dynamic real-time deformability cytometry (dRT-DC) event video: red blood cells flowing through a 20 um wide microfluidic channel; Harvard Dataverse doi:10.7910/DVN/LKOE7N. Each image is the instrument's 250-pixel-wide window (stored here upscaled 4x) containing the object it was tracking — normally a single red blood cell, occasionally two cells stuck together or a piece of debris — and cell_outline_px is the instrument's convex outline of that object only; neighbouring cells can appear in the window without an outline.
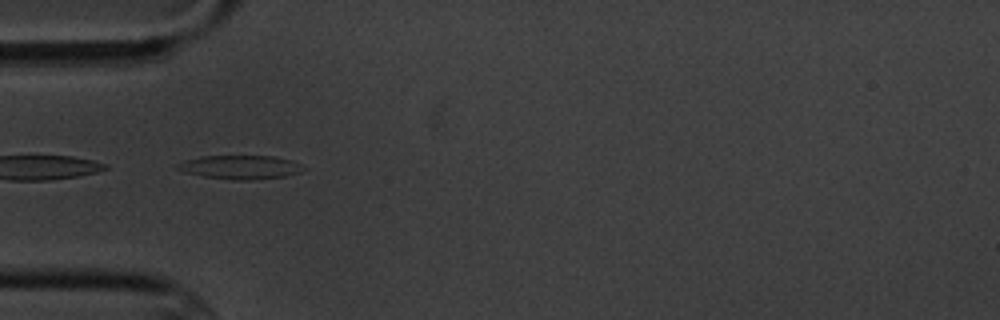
{"species": "common noctule bat (a hibernating species)", "species_latin": "Nyctalus noctula", "temperature_condition": "cold", "stored_images_in_passage": 2, "camera_frame_rate_fps": 3000, "um_per_image_px": 0.085, "animal": {"sex": "male", "body_mass_g": 20.1, "forearm_length_mm": 53.5}, "frame": {"image": 1, "passage_image": 2, "time_ms": 1.0, "image_size_px": [1000, 320], "cell_outline_px": [[308, 168], [300, 172], [284, 176], [252, 180], [232, 180], [204, 176], [184, 172], [176, 168], [176, 164], [184, 160], [204, 156], [276, 156], [292, 160]], "centroid_in_image_um": [20.45, 14.21], "position_along_channel_um": 64.5, "area_um2": 17.51}}